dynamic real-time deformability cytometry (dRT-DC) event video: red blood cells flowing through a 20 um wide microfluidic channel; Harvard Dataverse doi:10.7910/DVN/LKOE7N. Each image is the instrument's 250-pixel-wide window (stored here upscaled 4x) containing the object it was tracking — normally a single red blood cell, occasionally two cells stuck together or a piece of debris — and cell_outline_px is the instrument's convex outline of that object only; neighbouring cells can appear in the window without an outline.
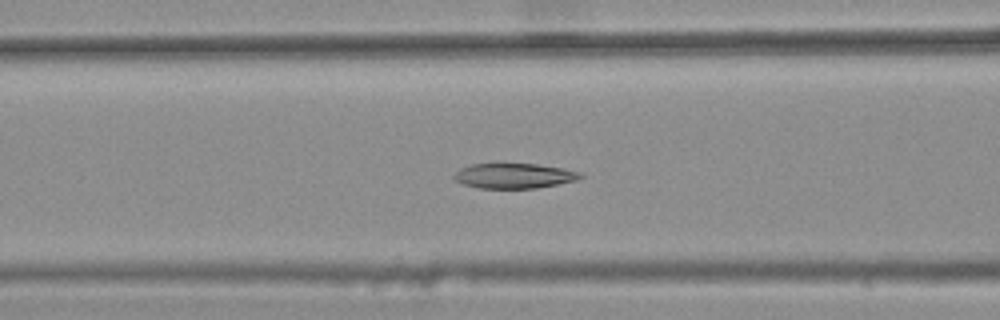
{"species": "common noctule bat (a hibernating species)", "species_latin": "Nyctalus noctula", "temperature_condition": "warm", "stored_images_in_passage": 29, "camera_frame_rate_fps": 3000, "um_per_image_px": 0.085, "animal": {"sex": "female", "body_mass_g": 25.1}, "frame": {"image": 1, "passage_image": 5, "time_ms": 1.333, "image_size_px": [1000, 320], "cell_outline_px": [[584, 176], [576, 180], [536, 188], [480, 188], [464, 184], [456, 180], [452, 176], [460, 168], [472, 164], [536, 164], [564, 168], [580, 172]], "centroid_in_image_um": [43.7, 14.94], "position_along_channel_um": 122.9, "area_um2": 18.26}}
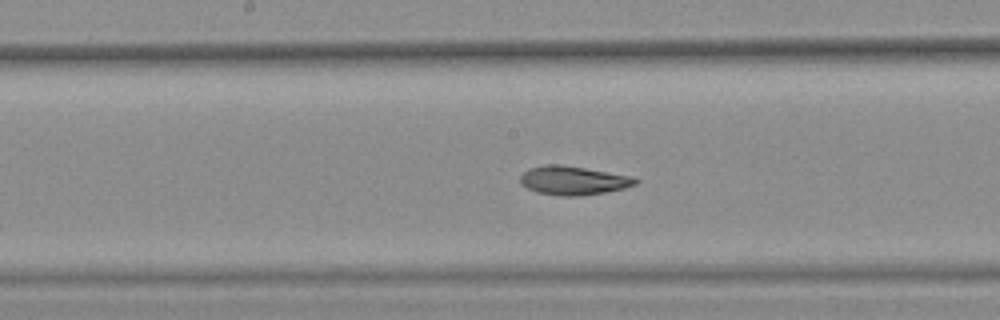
{"frame": {"image": 2, "passage_image": 11, "time_ms": 3.333, "image_size_px": [1000, 320], "cell_outline_px": [[640, 180], [636, 184], [624, 188], [604, 192], [580, 196], [560, 196], [536, 192], [520, 184], [520, 176], [528, 168], [548, 164], [556, 164], [584, 168], [632, 176]], "centroid_in_image_um": [48.71, 15.34], "position_along_channel_um": 199.5, "area_um2": 19.25}}
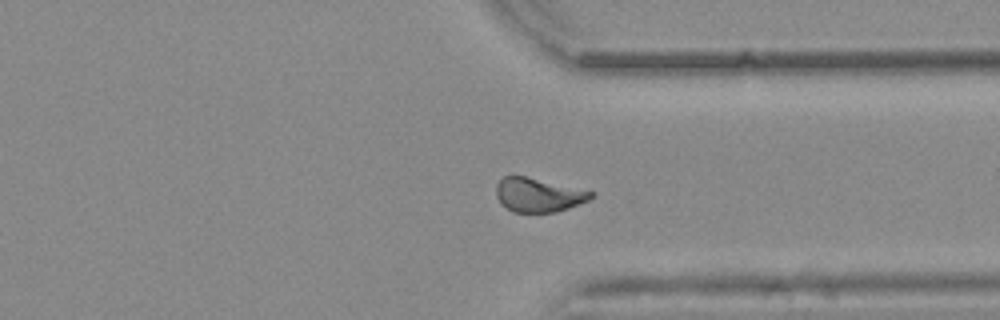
{"frame": {"image": 3, "passage_image": 24, "time_ms": 7.667, "image_size_px": [1000, 320], "cell_outline_px": [[592, 196], [588, 200], [568, 208], [556, 212], [512, 212], [500, 204], [496, 196], [496, 184], [504, 176], [524, 176], [592, 192]], "centroid_in_image_um": [45.67, 16.59], "position_along_channel_um": 365.7, "area_um2": 18.38}}